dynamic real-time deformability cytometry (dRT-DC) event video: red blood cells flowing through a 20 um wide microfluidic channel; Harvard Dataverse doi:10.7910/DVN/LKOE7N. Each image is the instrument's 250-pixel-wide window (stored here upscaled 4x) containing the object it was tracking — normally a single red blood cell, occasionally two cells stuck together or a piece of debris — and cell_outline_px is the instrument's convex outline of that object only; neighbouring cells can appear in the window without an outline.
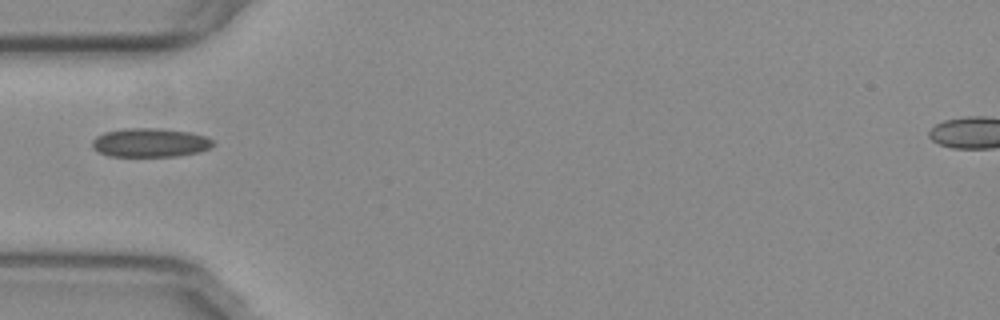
{"species": "common noctule bat (a hibernating species)", "species_latin": "Nyctalus noctula", "temperature_condition": "warm", "stored_images_in_passage": 36, "camera_frame_rate_fps": 3000, "um_per_image_px": 0.085, "animal": {"sex": "female", "body_mass_g": 29.2, "forearm_length_mm": 56.3}, "frame": {"image": 1, "passage_image": 1, "time_ms": 0.0, "image_size_px": [1000, 320], "cell_outline_px": [[216, 144], [200, 152], [176, 156], [108, 156], [92, 148], [92, 140], [96, 136], [104, 132], [124, 128], [160, 128], [188, 132], [204, 136], [212, 140]], "centroid_in_image_um": [12.74, 12.12], "position_along_channel_um": 72.3, "area_um2": 20.35}}
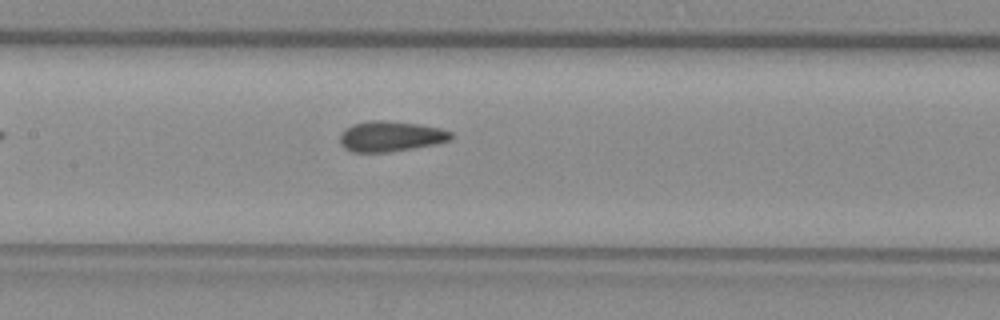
{"frame": {"image": 2, "passage_image": 9, "time_ms": 2.667, "image_size_px": [1000, 320], "cell_outline_px": [[452, 136], [448, 140], [436, 144], [412, 148], [384, 152], [352, 152], [344, 148], [340, 144], [340, 132], [344, 128], [352, 124], [368, 120], [384, 120], [420, 124], [440, 128], [452, 132]], "centroid_in_image_um": [33.15, 11.57], "position_along_channel_um": 174.3, "area_um2": 19.77}}
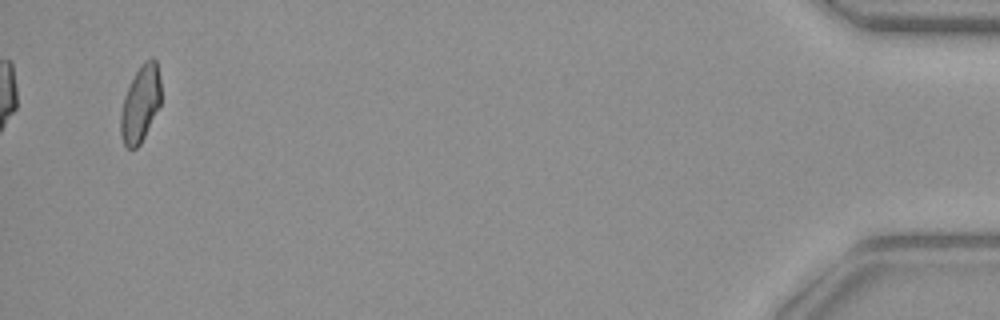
{"frame": {"image": 3, "passage_image": 36, "time_ms": 11.667, "image_size_px": [1000, 320], "cell_outline_px": [[160, 104], [140, 144], [136, 148], [128, 148], [124, 144], [120, 136], [120, 116], [124, 96], [140, 64], [144, 60], [152, 56], [156, 60], [160, 80]], "centroid_in_image_um": [11.92, 8.8], "position_along_channel_um": 423.3, "area_um2": 17.8}}